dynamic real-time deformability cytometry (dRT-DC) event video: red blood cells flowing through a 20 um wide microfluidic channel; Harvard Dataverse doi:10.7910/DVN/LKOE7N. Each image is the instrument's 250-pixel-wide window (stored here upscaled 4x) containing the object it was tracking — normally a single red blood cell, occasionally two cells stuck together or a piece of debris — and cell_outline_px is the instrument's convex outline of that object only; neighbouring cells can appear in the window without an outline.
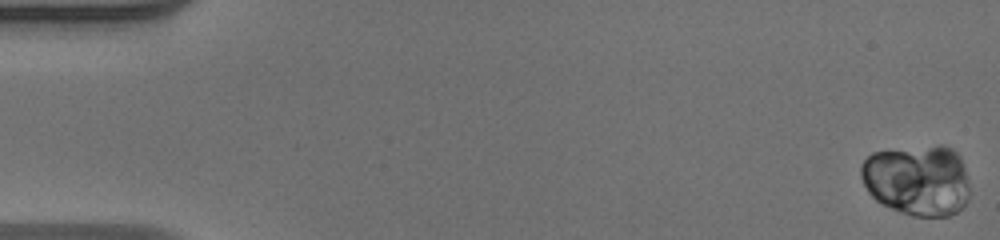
{"species": "human", "species_latin": "Homo sapiens", "temperature_condition": "warm", "stored_images_in_passage": 54, "camera_frame_rate_fps": 3000, "um_per_image_px": 0.085, "donor": {"sex": "male"}, "frame": {"image": 1, "passage_image": 1, "time_ms": 0.0, "image_size_px": [1000, 240], "cell_outline_px": [[968, 200], [956, 212], [948, 216], [912, 216], [892, 208], [876, 200], [868, 192], [860, 176], [860, 168], [864, 160], [872, 152], [932, 148], [952, 148], [960, 156], [968, 180]], "centroid_in_image_um": [77.97, 15.36], "position_along_channel_um": 7.0, "area_um2": 43.93}}
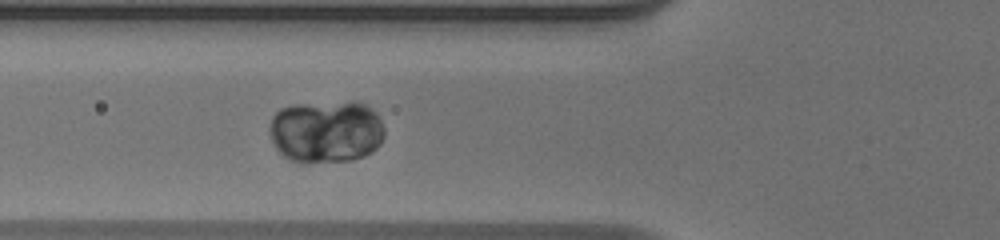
{"frame": {"image": 2, "passage_image": 21, "time_ms": 6.667, "image_size_px": [1000, 240], "cell_outline_px": [[384, 136], [380, 144], [372, 152], [364, 156], [352, 160], [288, 160], [276, 148], [272, 140], [272, 116], [280, 108], [296, 104], [364, 104], [372, 108], [376, 112], [384, 128]], "centroid_in_image_um": [27.75, 11.18], "position_along_channel_um": 98.0, "area_um2": 40.63}}
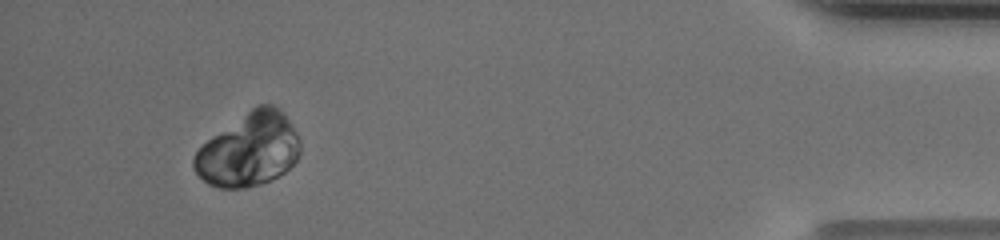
{"frame": {"image": 3, "passage_image": 51, "time_ms": 16.667, "image_size_px": [1000, 240], "cell_outline_px": [[300, 152], [296, 160], [284, 172], [260, 184], [244, 188], [220, 188], [208, 184], [196, 172], [192, 164], [192, 160], [196, 152], [208, 140], [256, 104], [272, 104], [292, 124], [300, 140]], "centroid_in_image_um": [21.16, 12.73], "position_along_channel_um": 414.0, "area_um2": 44.68}, "authors_computed_cell_mechanics": {"area_um2": 42.4541, "velocity_mm_per_s": 3.8003, "shape_relaxation_time_tau1_ms": 2.2003, "shape_relaxation_time_tau2_ms": null, "deformation_change_tau1": 0.0198, "deformation_change_tau2": null}}